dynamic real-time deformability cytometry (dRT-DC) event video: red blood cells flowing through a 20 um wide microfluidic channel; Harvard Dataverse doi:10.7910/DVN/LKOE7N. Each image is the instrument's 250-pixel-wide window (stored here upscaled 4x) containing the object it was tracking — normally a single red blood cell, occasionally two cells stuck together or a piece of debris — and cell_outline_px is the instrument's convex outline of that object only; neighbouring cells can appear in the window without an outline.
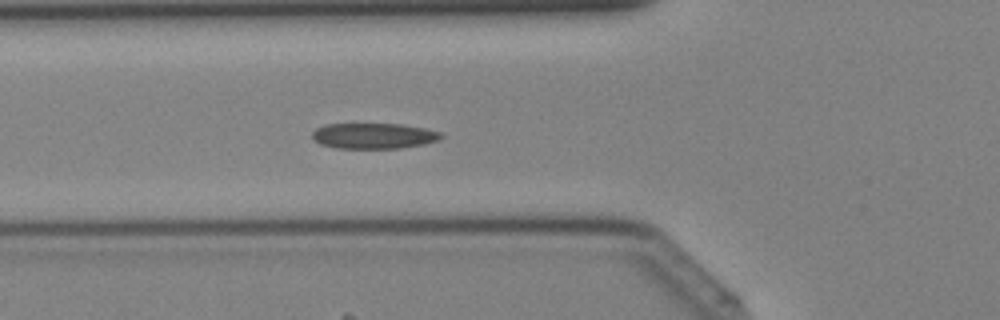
{"species": "Egyptian fruit bat (a non-hibernating species)", "species_latin": "Rousettus aegyptiacus", "temperature_condition": "cold", "stored_images_in_passage": 35, "camera_frame_rate_fps": 3000, "um_per_image_px": 0.085, "animal": {"sex": "female"}, "frame": {"image": 1, "passage_image": 9, "time_ms": 2.667, "image_size_px": [1000, 320], "cell_outline_px": [[444, 136], [440, 140], [424, 144], [400, 148], [336, 148], [320, 144], [312, 136], [312, 132], [316, 128], [324, 124], [404, 124], [424, 128], [440, 132]], "centroid_in_image_um": [31.78, 11.54], "position_along_channel_um": 94.0, "area_um2": 19.31}}
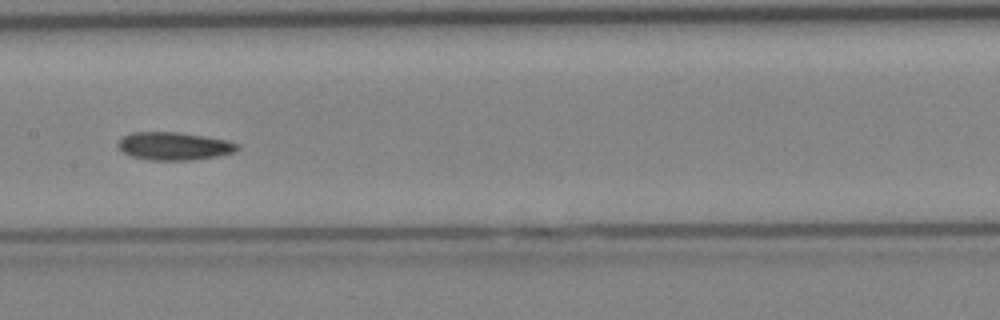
{"frame": {"image": 2, "passage_image": 15, "time_ms": 4.667, "image_size_px": [1000, 320], "cell_outline_px": [[240, 148], [236, 152], [216, 156], [192, 160], [148, 160], [132, 156], [124, 152], [116, 144], [124, 136], [132, 132], [176, 132], [204, 136], [228, 140], [240, 144]], "centroid_in_image_um": [14.84, 12.42], "position_along_channel_um": 192.6, "area_um2": 19.42}}
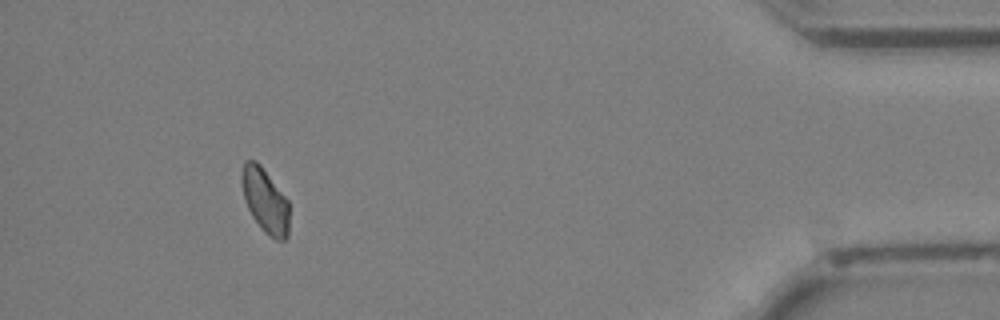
{"frame": {"image": 3, "passage_image": 32, "time_ms": 10.333, "image_size_px": [1000, 320], "cell_outline_px": [[288, 236], [284, 240], [276, 240], [264, 232], [260, 228], [252, 216], [244, 200], [240, 180], [240, 176], [244, 160], [256, 160], [260, 164], [288, 200]], "centroid_in_image_um": [22.5, 17.03], "position_along_channel_um": 412.7, "area_um2": 17.98}}